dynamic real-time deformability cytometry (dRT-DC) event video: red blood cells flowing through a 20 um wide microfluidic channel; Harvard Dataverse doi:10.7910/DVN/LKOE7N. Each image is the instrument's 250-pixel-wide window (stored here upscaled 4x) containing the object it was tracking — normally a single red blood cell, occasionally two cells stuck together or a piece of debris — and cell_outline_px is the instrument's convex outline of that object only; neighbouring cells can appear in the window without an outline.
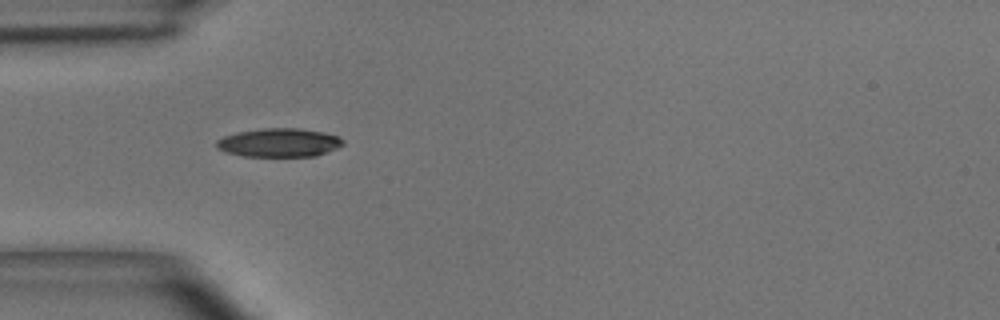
{"species": "common noctule bat (a hibernating species)", "species_latin": "Nyctalus noctula", "temperature_condition": "room temperature", "stored_images_in_passage": 36, "camera_frame_rate_fps": 3000, "um_per_image_px": 0.085, "animal": {"sex": "male", "body_mass_g": 15.6}, "frame": {"image": 1, "passage_image": 1, "time_ms": 0.0, "image_size_px": [1000, 320], "cell_outline_px": [[344, 144], [336, 148], [316, 156], [244, 156], [224, 152], [216, 148], [216, 140], [224, 136], [236, 132], [264, 128], [300, 128], [324, 132], [340, 136], [344, 140]], "centroid_in_image_um": [23.72, 12.12], "position_along_channel_um": 61.3, "area_um2": 21.27}}
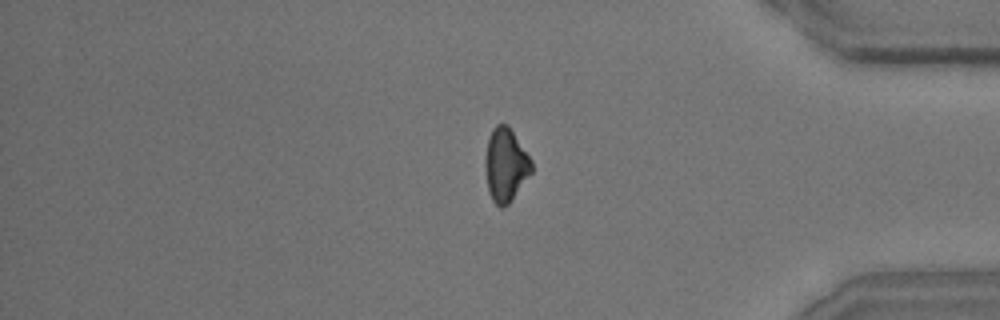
{"frame": {"image": 2, "passage_image": 28, "time_ms": 9.0, "image_size_px": [1000, 320], "cell_outline_px": [[532, 172], [508, 204], [504, 208], [500, 208], [492, 200], [488, 192], [484, 168], [484, 160], [488, 140], [492, 128], [496, 124], [508, 124], [532, 160]], "centroid_in_image_um": [42.96, 14.02], "position_along_channel_um": 392.2, "area_um2": 20.0}}
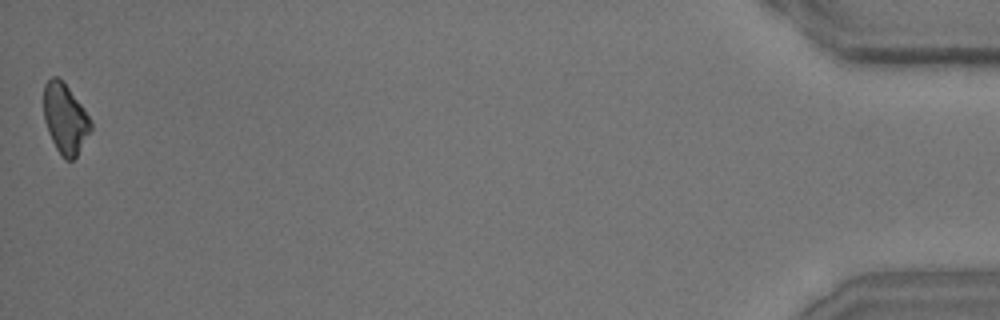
{"frame": {"image": 3, "passage_image": 36, "time_ms": 11.667, "image_size_px": [1000, 320], "cell_outline_px": [[92, 128], [76, 156], [72, 160], [64, 160], [56, 148], [52, 140], [44, 120], [44, 84], [52, 76], [56, 76], [68, 88], [84, 108], [92, 124]], "centroid_in_image_um": [5.53, 10.09], "position_along_channel_um": 429.7, "area_um2": 18.84}, "authors_computed_cell_mechanics": {"area_um2": 20.519, "velocity_mm_per_s": 3.9618, "shape_relaxation_time_tau1_ms": 3.3839, "shape_relaxation_time_tau2_ms": 6.4571, "deformation_change_tau1": 0.1175, "deformation_change_tau2": 0.1276}}